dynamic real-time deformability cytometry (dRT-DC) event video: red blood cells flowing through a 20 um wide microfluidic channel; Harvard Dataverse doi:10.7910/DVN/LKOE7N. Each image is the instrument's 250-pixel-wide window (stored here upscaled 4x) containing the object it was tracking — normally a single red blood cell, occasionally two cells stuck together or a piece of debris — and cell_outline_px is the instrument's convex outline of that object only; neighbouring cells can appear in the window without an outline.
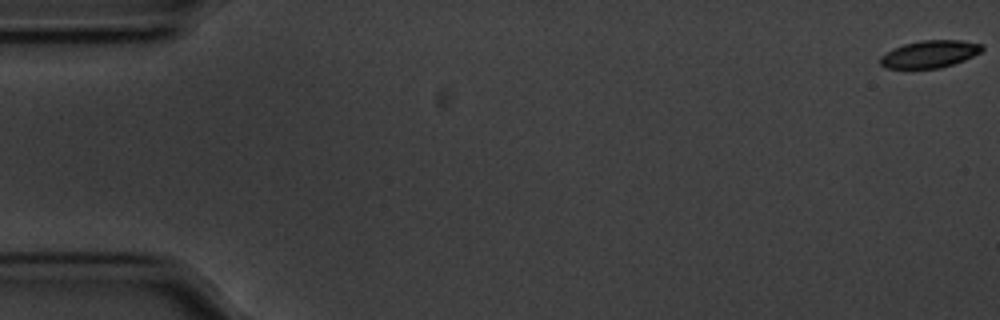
{"species": "common noctule bat (a hibernating species)", "species_latin": "Nyctalus noctula", "temperature_condition": "cold", "stored_images_in_passage": 57, "camera_frame_rate_fps": 3000, "um_per_image_px": 0.085, "animal": {"sex": "male", "body_mass_g": 20.1, "forearm_length_mm": 53.5}, "frame": {"image": 1, "passage_image": 1, "time_ms": 0.0, "image_size_px": [1000, 320], "cell_outline_px": [[984, 48], [980, 52], [964, 60], [940, 68], [884, 68], [880, 64], [880, 56], [892, 48], [904, 44], [920, 40], [960, 40], [984, 44]], "centroid_in_image_um": [79.01, 4.59], "position_along_channel_um": 6.0, "area_um2": 16.24}}
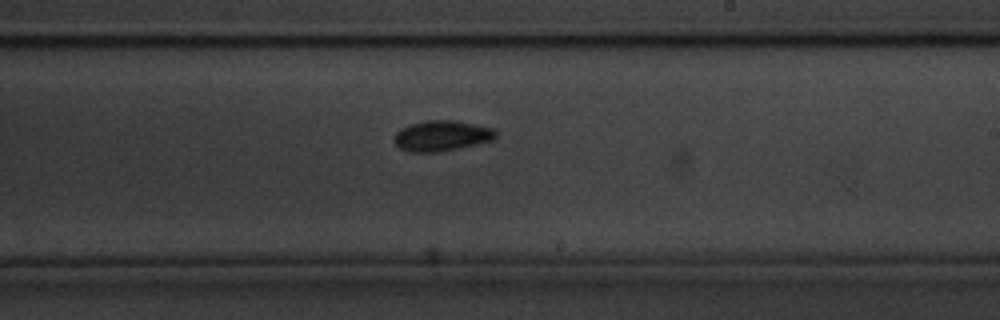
{"frame": {"image": 2, "passage_image": 34, "time_ms": 11.0, "image_size_px": [1000, 320], "cell_outline_px": [[496, 136], [492, 140], [476, 144], [440, 152], [408, 152], [400, 148], [392, 140], [396, 132], [400, 128], [412, 124], [428, 120], [452, 120], [492, 128], [496, 132]], "centroid_in_image_um": [37.49, 11.55], "position_along_channel_um": 251.5, "area_um2": 17.92}}
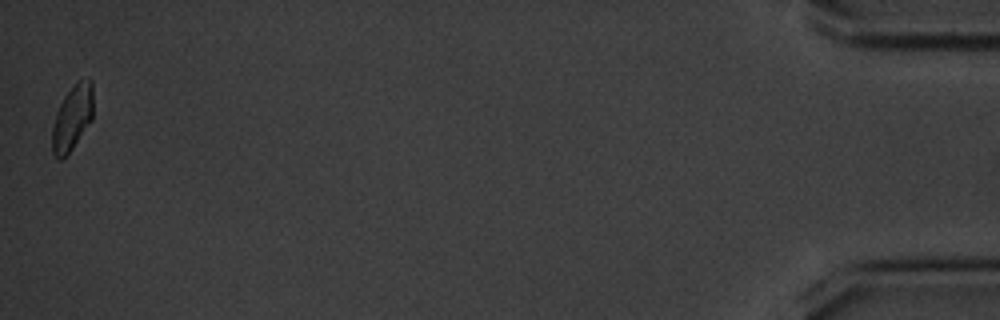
{"frame": {"image": 3, "passage_image": 57, "time_ms": 18.667, "image_size_px": [1000, 320], "cell_outline_px": [[92, 120], [72, 148], [60, 160], [52, 152], [52, 128], [56, 112], [64, 96], [76, 80], [88, 76], [92, 80]], "centroid_in_image_um": [6.15, 9.94], "position_along_channel_um": 429.0, "area_um2": 15.61}, "authors_computed_cell_mechanics": {"area_um2": 16.8776, "velocity_mm_per_s": 3.5371, "shape_relaxation_time_tau1_ms": 2.2416, "shape_relaxation_time_tau2_ms": 6.685, "deformation_change_tau1": 0.088, "deformation_change_tau2": 0.099}}